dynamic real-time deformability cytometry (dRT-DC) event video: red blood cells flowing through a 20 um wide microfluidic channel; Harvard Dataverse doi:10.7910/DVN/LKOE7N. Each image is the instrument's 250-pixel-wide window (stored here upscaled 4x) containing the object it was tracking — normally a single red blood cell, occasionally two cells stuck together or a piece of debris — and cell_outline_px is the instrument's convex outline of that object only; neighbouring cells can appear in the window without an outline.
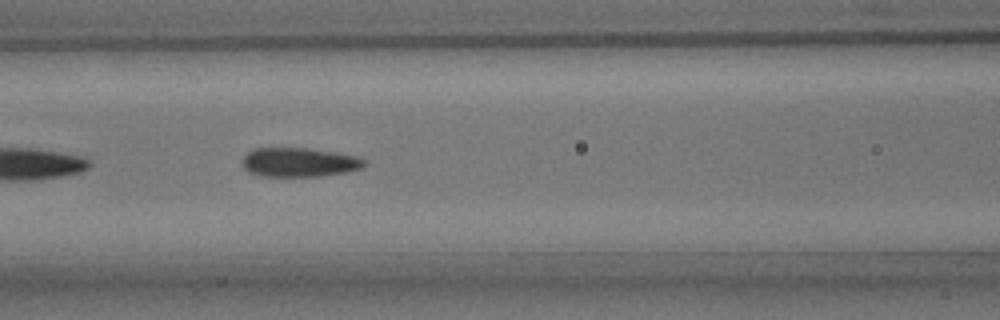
{"species": "common noctule bat (a hibernating species)", "species_latin": "Nyctalus noctula", "temperature_condition": "room temperature", "stored_images_in_passage": 14, "camera_frame_rate_fps": 3000, "um_per_image_px": 0.085, "animal": {"sex": "male", "body_mass_g": 15.6}, "frame": {"image": 1, "passage_image": 8, "time_ms": 2.333, "image_size_px": [1000, 320], "cell_outline_px": [[368, 164], [360, 168], [348, 172], [320, 176], [260, 176], [248, 172], [244, 168], [244, 156], [252, 148], [308, 148], [356, 156], [364, 160]], "centroid_in_image_um": [25.43, 13.8], "position_along_channel_um": 141.2, "area_um2": 20.63}}
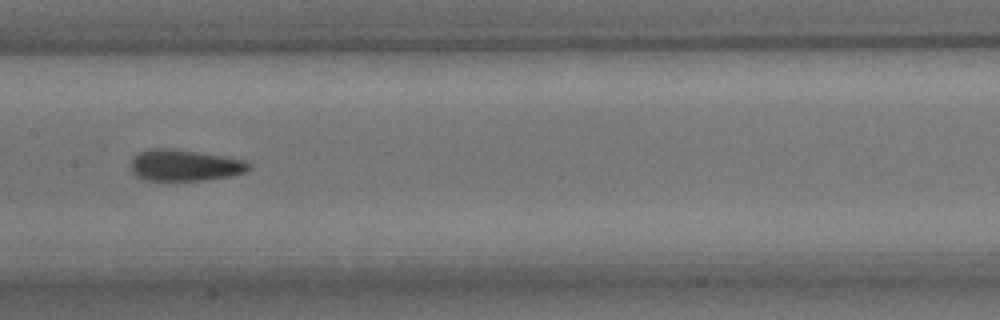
{"frame": {"image": 2, "passage_image": 12, "time_ms": 3.667, "image_size_px": [1000, 320], "cell_outline_px": [[252, 168], [244, 172], [232, 176], [204, 180], [144, 180], [136, 176], [132, 172], [132, 160], [140, 152], [148, 148], [168, 148], [196, 152], [244, 160], [252, 164]], "centroid_in_image_um": [15.71, 14.06], "position_along_channel_um": 191.7, "area_um2": 21.39}}